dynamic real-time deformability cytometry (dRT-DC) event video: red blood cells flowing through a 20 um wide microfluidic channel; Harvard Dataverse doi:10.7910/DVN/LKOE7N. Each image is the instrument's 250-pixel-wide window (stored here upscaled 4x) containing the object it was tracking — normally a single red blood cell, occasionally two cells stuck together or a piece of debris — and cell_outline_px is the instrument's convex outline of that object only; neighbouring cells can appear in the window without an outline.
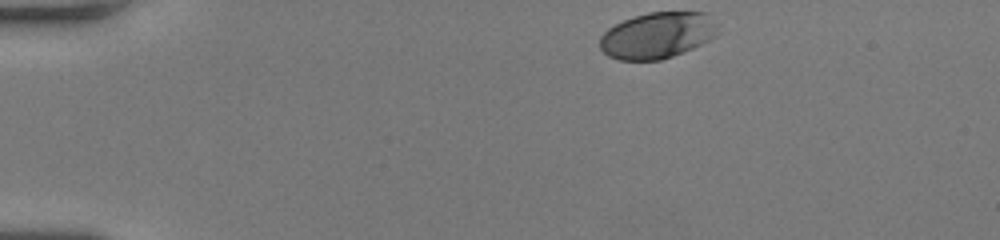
{"species": "human", "species_latin": "Homo sapiens", "temperature_condition": "room temperature", "stored_images_in_passage": 44, "camera_frame_rate_fps": 3000, "um_per_image_px": 0.085, "donor": {"sex": "female"}, "frame": {"image": 1, "passage_image": 1, "time_ms": 0.0, "image_size_px": [1000, 240], "cell_outline_px": [[716, 36], [692, 48], [672, 56], [660, 60], [620, 60], [608, 56], [600, 48], [600, 36], [608, 28], [624, 20], [648, 12], [712, 12]], "centroid_in_image_um": [55.86, 2.99], "position_along_channel_um": 29.1, "area_um2": 31.56}}
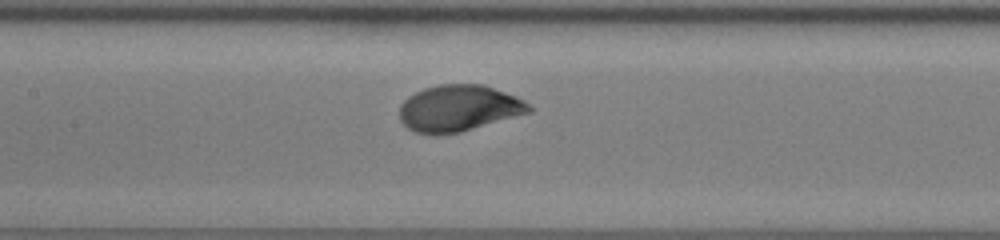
{"frame": {"image": 2, "passage_image": 18, "time_ms": 5.667, "image_size_px": [1000, 240], "cell_outline_px": [[532, 112], [460, 132], [436, 136], [432, 136], [412, 132], [400, 120], [400, 104], [408, 96], [424, 88], [440, 84], [484, 84], [516, 96], [524, 100], [532, 108]], "centroid_in_image_um": [38.97, 9.21], "position_along_channel_um": 168.4, "area_um2": 35.37}}
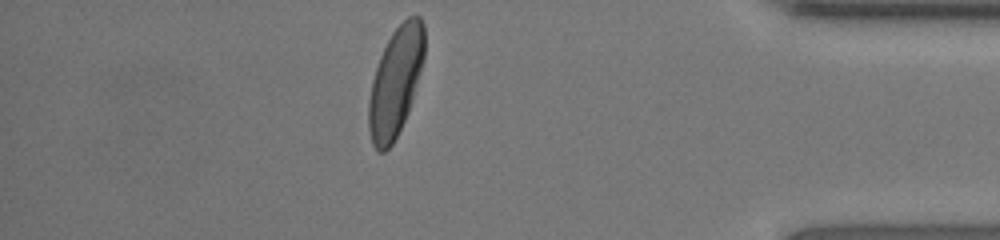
{"frame": {"image": 3, "passage_image": 38, "time_ms": 12.333, "image_size_px": [1000, 240], "cell_outline_px": [[424, 60], [408, 112], [392, 144], [384, 152], [376, 152], [372, 144], [368, 128], [368, 100], [372, 80], [380, 56], [392, 32], [408, 16], [420, 16], [424, 24]], "centroid_in_image_um": [33.61, 6.97], "position_along_channel_um": 401.6, "area_um2": 35.2}, "authors_computed_cell_mechanics": {"area_um2": 34.5644, "velocity_mm_per_s": 3.988, "shape_relaxation_time_tau1_ms": 1.7895, "shape_relaxation_time_tau2_ms": null, "deformation_change_tau1": 0.1339, "deformation_change_tau2": null}}